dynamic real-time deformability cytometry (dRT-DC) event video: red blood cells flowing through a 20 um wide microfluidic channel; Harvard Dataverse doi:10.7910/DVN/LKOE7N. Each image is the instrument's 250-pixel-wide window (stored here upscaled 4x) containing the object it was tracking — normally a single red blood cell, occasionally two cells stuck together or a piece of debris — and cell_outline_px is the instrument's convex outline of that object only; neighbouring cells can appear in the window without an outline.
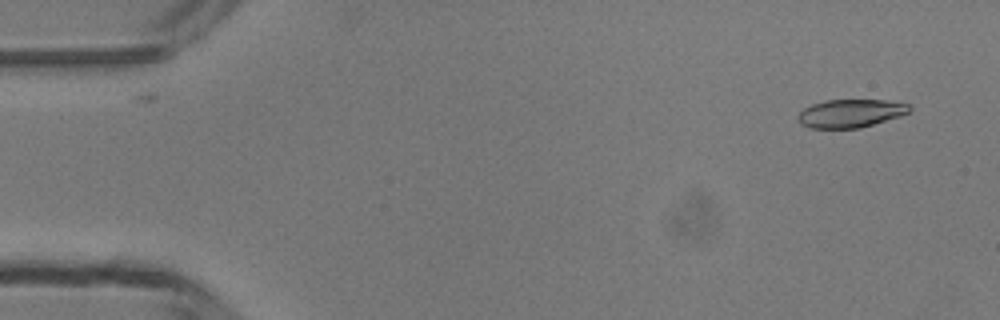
{"species": "common noctule bat (a hibernating species)", "species_latin": "Nyctalus noctula", "temperature_condition": "room temperature", "stored_images_in_passage": 13, "camera_frame_rate_fps": 3000, "um_per_image_px": 0.085, "animal": {"sex": "male", "body_mass_g": 13.3}, "frame": {"image": 1, "passage_image": 2, "time_ms": 0.333, "image_size_px": [1000, 320], "cell_outline_px": [[912, 108], [908, 112], [900, 116], [860, 128], [812, 128], [800, 124], [796, 116], [804, 108], [812, 104], [824, 100], [884, 100], [912, 104]], "centroid_in_image_um": [72.29, 9.63], "position_along_channel_um": 12.7, "area_um2": 18.38}}
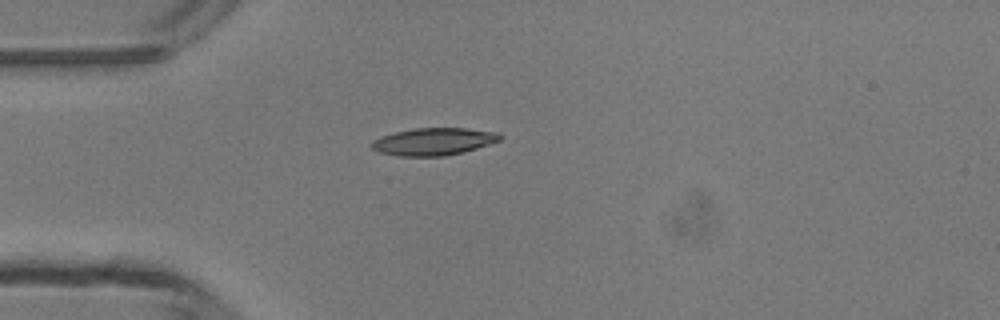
{"frame": {"image": 2, "passage_image": 12, "time_ms": 3.667, "image_size_px": [1000, 320], "cell_outline_px": [[504, 136], [500, 140], [464, 152], [444, 156], [400, 156], [376, 152], [372, 148], [372, 140], [380, 136], [412, 128], [464, 128], [496, 132]], "centroid_in_image_um": [36.83, 12.03], "position_along_channel_um": 48.2, "area_um2": 20.46}}